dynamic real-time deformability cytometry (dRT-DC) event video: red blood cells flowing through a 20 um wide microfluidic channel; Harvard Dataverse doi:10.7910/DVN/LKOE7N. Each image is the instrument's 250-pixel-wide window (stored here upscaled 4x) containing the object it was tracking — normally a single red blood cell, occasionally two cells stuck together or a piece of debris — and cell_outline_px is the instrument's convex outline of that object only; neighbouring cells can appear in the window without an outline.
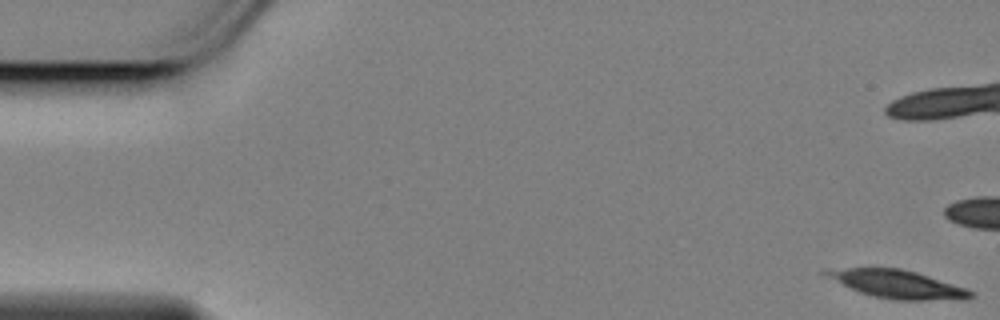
{"species": "Egyptian fruit bat (a non-hibernating species)", "species_latin": "Rousettus aegyptiacus", "temperature_condition": "cold", "stored_images_in_passage": 9, "camera_frame_rate_fps": 3000, "um_per_image_px": 0.085, "animal": {"sex": "female"}, "frame": {"image": 1, "passage_image": 1, "time_ms": 0.0, "image_size_px": [1000, 320], "cell_outline_px": [[976, 296], [968, 300], [892, 300], [872, 296], [860, 292], [824, 276], [820, 272], [848, 268], [900, 268], [916, 272], [964, 288], [972, 292]], "centroid_in_image_um": [76.32, 24.18], "position_along_channel_um": 8.7, "area_um2": 23.41}}